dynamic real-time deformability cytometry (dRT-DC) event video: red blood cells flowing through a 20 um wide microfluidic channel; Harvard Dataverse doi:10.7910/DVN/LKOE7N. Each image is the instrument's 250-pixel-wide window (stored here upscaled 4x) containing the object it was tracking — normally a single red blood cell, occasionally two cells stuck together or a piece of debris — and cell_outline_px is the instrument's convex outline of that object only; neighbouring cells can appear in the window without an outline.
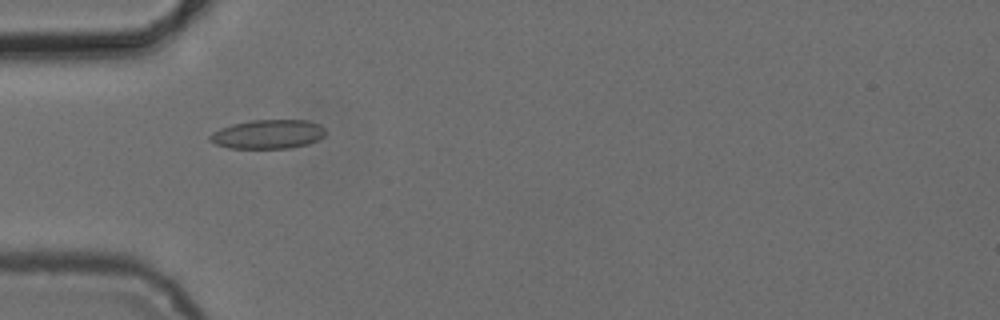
{"species": "common noctule bat (a hibernating species)", "species_latin": "Nyctalus noctula", "temperature_condition": "cold", "stored_images_in_passage": 7, "camera_frame_rate_fps": 3000, "um_per_image_px": 0.085, "animal": {"sex": "female", "body_mass_g": 24.6, "forearm_length_mm": 56.2}, "frame": {"image": 1, "passage_image": 4, "time_ms": 3.667, "image_size_px": [1000, 320], "cell_outline_px": [[328, 132], [324, 136], [308, 144], [292, 148], [228, 148], [216, 144], [208, 140], [208, 136], [212, 132], [220, 128], [232, 124], [252, 120], [308, 120], [320, 124]], "centroid_in_image_um": [22.78, 11.4], "position_along_channel_um": 62.2, "area_um2": 19.77}}
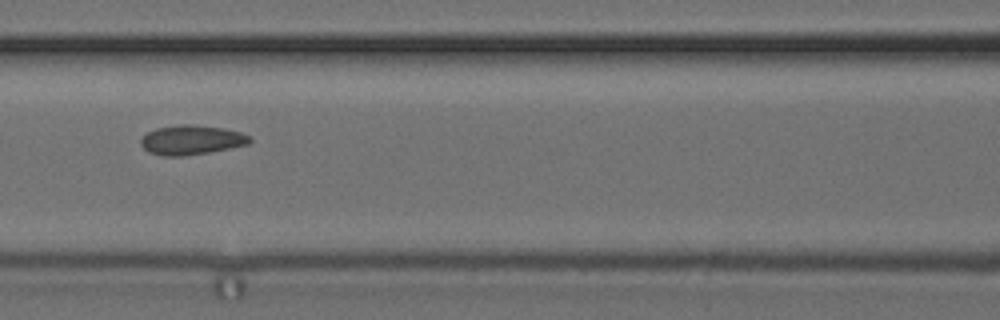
{"frame": {"image": 2, "passage_image": 6, "time_ms": 6.0, "image_size_px": [1000, 320], "cell_outline_px": [[252, 140], [248, 144], [208, 152], [184, 156], [160, 156], [148, 152], [140, 144], [140, 140], [148, 132], [156, 128], [180, 124], [192, 124], [220, 128], [240, 132], [252, 136]], "centroid_in_image_um": [16.25, 11.9], "position_along_channel_um": 150.4, "area_um2": 18.67}}
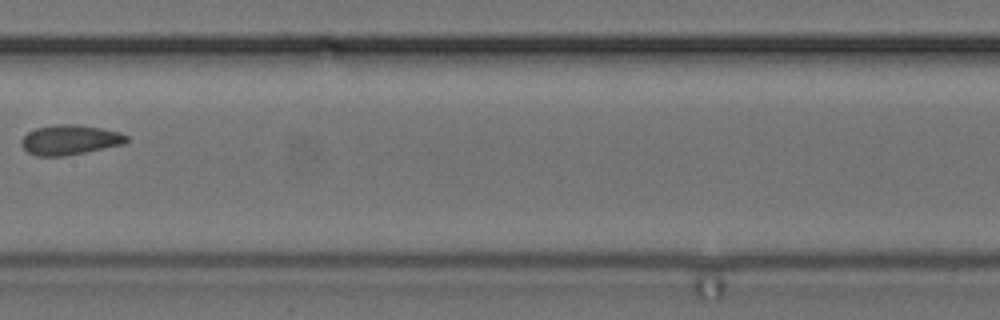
{"frame": {"image": 3, "passage_image": 7, "time_ms": 7.333, "image_size_px": [1000, 320], "cell_outline_px": [[128, 140], [124, 144], [64, 156], [36, 156], [28, 152], [20, 144], [20, 140], [28, 132], [36, 128], [60, 124], [72, 124], [100, 128], [120, 132], [128, 136]], "centroid_in_image_um": [5.92, 11.89], "position_along_channel_um": 201.5, "area_um2": 18.15}}